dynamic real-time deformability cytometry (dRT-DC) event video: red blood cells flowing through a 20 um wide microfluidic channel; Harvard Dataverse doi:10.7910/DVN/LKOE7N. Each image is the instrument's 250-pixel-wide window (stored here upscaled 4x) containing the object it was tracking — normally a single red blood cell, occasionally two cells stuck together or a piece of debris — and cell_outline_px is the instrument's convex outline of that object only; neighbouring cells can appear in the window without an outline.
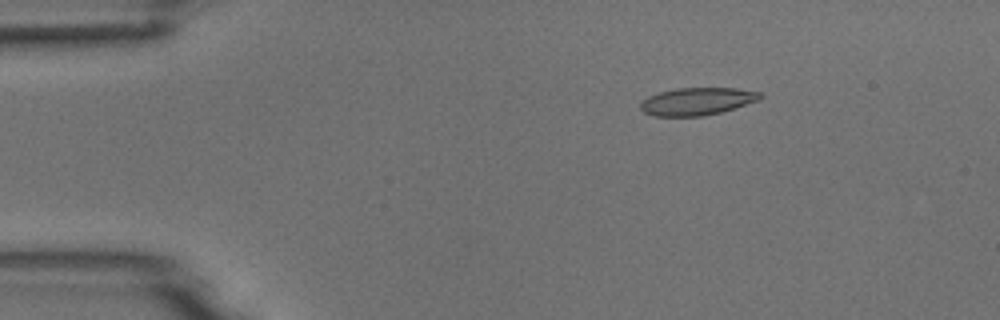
{"species": "common noctule bat (a hibernating species)", "species_latin": "Nyctalus noctula", "temperature_condition": "room temperature", "stored_images_in_passage": 5, "camera_frame_rate_fps": 3000, "um_per_image_px": 0.085, "animal": {"sex": "male", "body_mass_g": 18.8}, "frame": {"image": 1, "passage_image": 3, "time_ms": 2.333, "image_size_px": [1000, 320], "cell_outline_px": [[764, 96], [760, 100], [720, 112], [704, 116], [652, 116], [644, 112], [640, 108], [640, 104], [648, 96], [660, 92], [676, 88], [736, 88], [760, 92]], "centroid_in_image_um": [59.26, 8.61], "position_along_channel_um": 25.7, "area_um2": 19.19}}
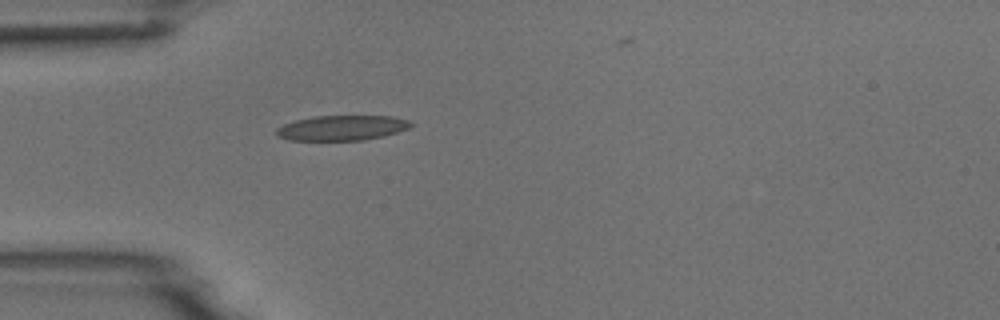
{"frame": {"image": 2, "passage_image": 5, "time_ms": 4.667, "image_size_px": [1000, 320], "cell_outline_px": [[416, 124], [408, 128], [384, 136], [364, 140], [288, 140], [276, 136], [276, 128], [284, 124], [296, 120], [316, 116], [392, 116], [408, 120]], "centroid_in_image_um": [29.07, 10.87], "position_along_channel_um": 55.9, "area_um2": 19.65}}